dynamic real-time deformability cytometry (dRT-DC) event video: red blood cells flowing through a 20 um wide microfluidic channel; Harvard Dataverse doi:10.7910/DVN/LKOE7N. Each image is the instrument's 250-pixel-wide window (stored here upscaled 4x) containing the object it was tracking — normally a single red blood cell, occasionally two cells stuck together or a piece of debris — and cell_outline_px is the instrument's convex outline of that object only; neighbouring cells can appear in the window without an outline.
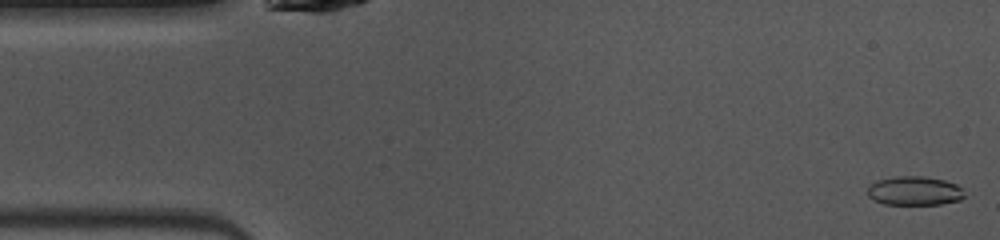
{"species": "common noctule bat (a hibernating species)", "species_latin": "Nyctalus noctula", "temperature_condition": "warm", "stored_images_in_passage": 47, "camera_frame_rate_fps": 3000, "um_per_image_px": 0.085, "animal": {"sex": "female", "body_mass_g": 10.0, "forearm_length_mm": 53.1}, "frame": {"image": 1, "passage_image": 1, "time_ms": 0.0, "image_size_px": [1000, 240], "cell_outline_px": [[964, 196], [960, 200], [940, 204], [884, 204], [868, 196], [868, 188], [876, 180], [896, 176], [924, 176], [944, 180], [956, 184], [960, 188]], "centroid_in_image_um": [77.72, 16.21], "position_along_channel_um": 7.3, "area_um2": 16.18}}
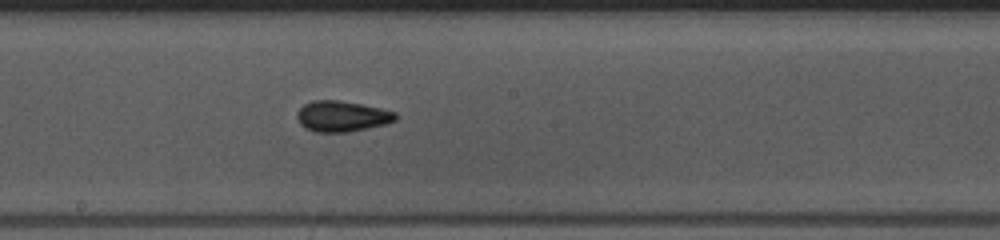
{"frame": {"image": 2, "passage_image": 24, "time_ms": 7.667, "image_size_px": [1000, 240], "cell_outline_px": [[396, 120], [384, 124], [348, 132], [316, 132], [304, 128], [300, 124], [296, 116], [296, 112], [304, 104], [312, 100], [340, 100], [380, 108], [396, 112]], "centroid_in_image_um": [29.02, 9.88], "position_along_channel_um": 219.2, "area_um2": 17.63}}
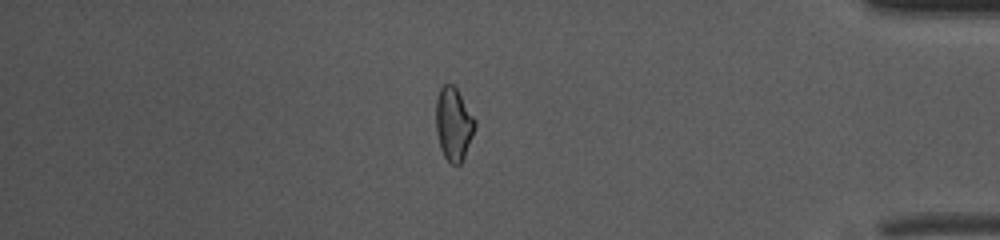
{"frame": {"image": 3, "passage_image": 40, "time_ms": 13.0, "image_size_px": [1000, 240], "cell_outline_px": [[476, 128], [464, 156], [460, 164], [452, 164], [444, 156], [440, 148], [436, 132], [436, 100], [440, 88], [444, 84], [452, 84], [456, 88], [476, 120]], "centroid_in_image_um": [38.55, 10.53], "position_along_channel_um": 396.6, "area_um2": 16.53}, "authors_computed_cell_mechanics": {"area_um2": 16.8776, "velocity_mm_per_s": 4.0691, "shape_relaxation_time_tau1_ms": 9.8067, "shape_relaxation_time_tau2_ms": 1.5143, "deformation_change_tau1": 0.1616, "deformation_change_tau2": 0.0779}}